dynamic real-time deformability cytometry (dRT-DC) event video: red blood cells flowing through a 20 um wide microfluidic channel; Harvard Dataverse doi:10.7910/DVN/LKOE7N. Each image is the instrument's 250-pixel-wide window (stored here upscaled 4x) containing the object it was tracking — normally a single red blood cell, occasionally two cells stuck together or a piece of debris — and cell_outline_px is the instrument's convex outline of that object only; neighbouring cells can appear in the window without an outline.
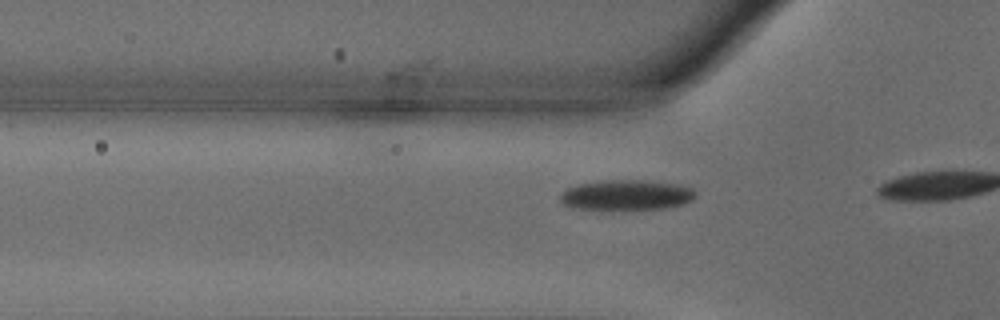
{"species": "common noctule bat (a hibernating species)", "species_latin": "Nyctalus noctula", "temperature_condition": "warm", "stored_images_in_passage": 8, "camera_frame_rate_fps": 3000, "um_per_image_px": 0.085, "animal": {"sex": "male", "body_mass_g": 18.8}, "frame": {"image": 1, "passage_image": 6, "time_ms": 1.667, "image_size_px": [1000, 320], "cell_outline_px": [[696, 196], [692, 200], [684, 204], [664, 208], [572, 208], [564, 204], [560, 200], [560, 192], [568, 188], [580, 184], [608, 180], [644, 180], [676, 184], [692, 188], [696, 192]], "centroid_in_image_um": [53.27, 16.56], "position_along_channel_um": 72.5, "area_um2": 23.35}}